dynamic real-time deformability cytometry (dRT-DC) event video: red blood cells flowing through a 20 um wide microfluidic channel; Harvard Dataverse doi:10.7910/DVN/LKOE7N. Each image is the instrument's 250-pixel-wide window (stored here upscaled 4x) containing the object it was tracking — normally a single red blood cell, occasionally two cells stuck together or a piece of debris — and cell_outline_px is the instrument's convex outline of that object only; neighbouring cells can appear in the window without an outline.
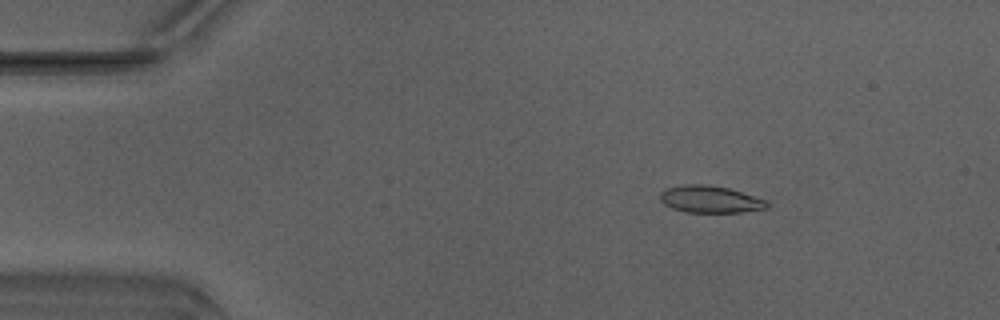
{"species": "Egyptian fruit bat (a non-hibernating species)", "species_latin": "Rousettus aegyptiacus", "temperature_condition": "warm", "stored_images_in_passage": 49, "camera_frame_rate_fps": 3000, "um_per_image_px": 0.085, "animal": {"sex": "male"}, "frame": {"image": 1, "passage_image": 8, "time_ms": 2.333, "image_size_px": [1000, 320], "cell_outline_px": [[768, 208], [744, 212], [684, 212], [672, 208], [664, 204], [660, 200], [660, 192], [668, 188], [684, 184], [704, 184], [728, 188], [764, 200], [768, 204]], "centroid_in_image_um": [60.32, 16.95], "position_along_channel_um": 24.7, "area_um2": 16.65}}
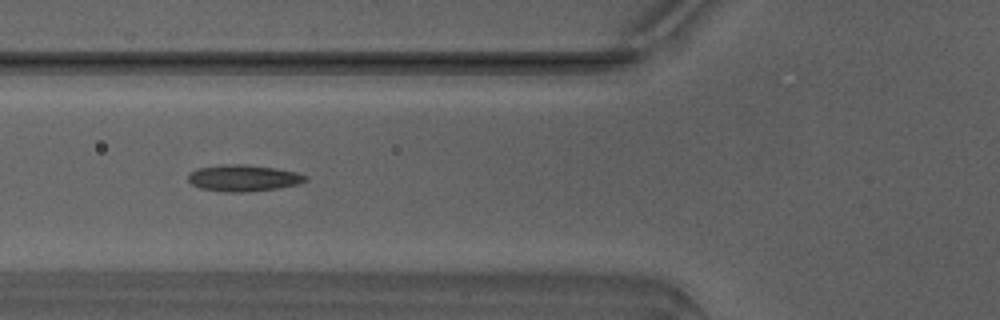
{"frame": {"image": 2, "passage_image": 19, "time_ms": 6.0, "image_size_px": [1000, 320], "cell_outline_px": [[308, 180], [300, 184], [276, 188], [248, 192], [224, 192], [200, 188], [192, 184], [188, 180], [188, 176], [196, 168], [220, 164], [244, 164], [276, 168], [296, 172], [308, 176]], "centroid_in_image_um": [20.7, 15.13], "position_along_channel_um": 105.1, "area_um2": 18.26}}
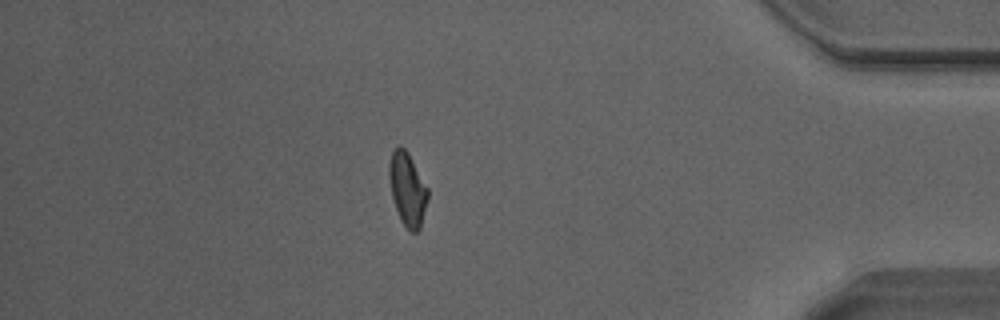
{"frame": {"image": 3, "passage_image": 43, "time_ms": 14.0, "image_size_px": [1000, 320], "cell_outline_px": [[428, 200], [420, 228], [416, 232], [412, 232], [400, 220], [392, 196], [388, 176], [388, 164], [392, 152], [400, 144], [408, 152], [428, 188]], "centroid_in_image_um": [34.63, 16.05], "position_along_channel_um": 400.6, "area_um2": 16.47}, "authors_computed_cell_mechanics": {"area_um2": 16.5308, "velocity_mm_per_s": 4.2013, "shape_relaxation_time_tau1_ms": 9.875, "shape_relaxation_time_tau2_ms": 1.7714, "deformation_change_tau1": 0.2716, "deformation_change_tau2": 0.0751}}